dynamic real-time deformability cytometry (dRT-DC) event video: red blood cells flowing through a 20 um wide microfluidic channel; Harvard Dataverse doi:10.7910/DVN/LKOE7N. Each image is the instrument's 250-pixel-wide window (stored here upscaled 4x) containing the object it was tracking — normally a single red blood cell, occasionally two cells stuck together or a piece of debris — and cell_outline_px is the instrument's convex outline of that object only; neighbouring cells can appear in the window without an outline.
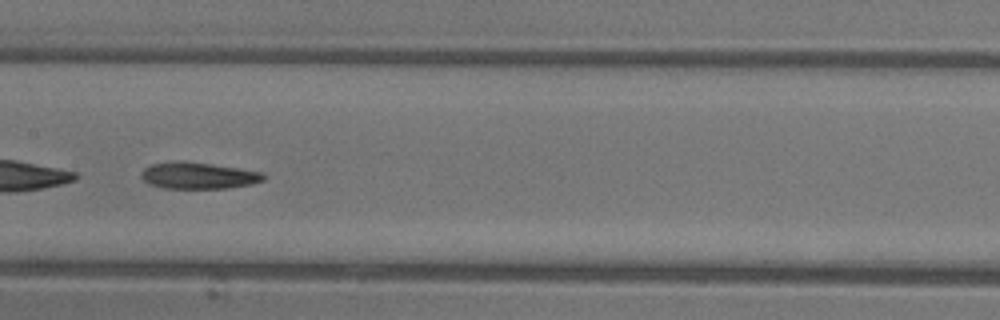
{"species": "common noctule bat (a hibernating species)", "species_latin": "Nyctalus noctula", "temperature_condition": "warm", "stored_images_in_passage": 47, "segment_of_instrument_passage": [2, 2], "camera_frame_rate_fps": 3000, "um_per_image_px": 0.085, "animal": {"sex": "female"}, "frame": {"image": 1, "passage_image": 25, "time_ms": 8.0, "image_size_px": [1000, 320], "cell_outline_px": [[268, 176], [264, 180], [252, 184], [228, 188], [164, 188], [148, 184], [140, 176], [140, 172], [144, 168], [152, 164], [176, 160], [184, 160], [240, 168], [264, 172]], "centroid_in_image_um": [16.88, 14.91], "position_along_channel_um": 190.5, "area_um2": 19.31}}
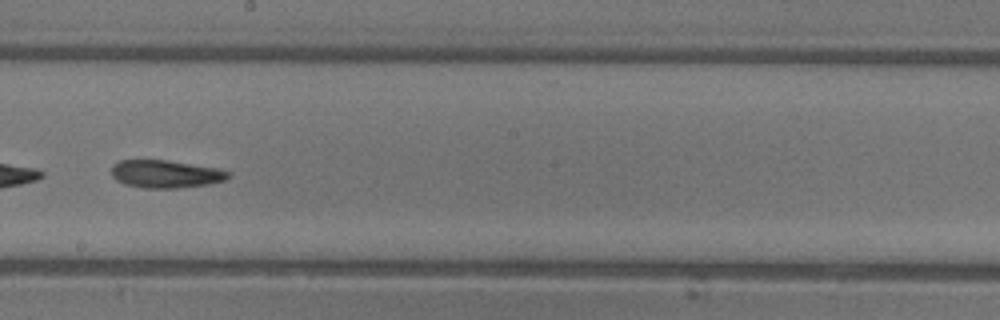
{"frame": {"image": 2, "passage_image": 28, "time_ms": 9.0, "image_size_px": [1000, 320], "cell_outline_px": [[232, 176], [224, 180], [208, 184], [176, 188], [144, 188], [124, 184], [116, 180], [112, 176], [112, 164], [120, 160], [168, 160], [216, 168], [232, 172]], "centroid_in_image_um": [14.08, 14.79], "position_along_channel_um": 234.1, "area_um2": 18.96}}
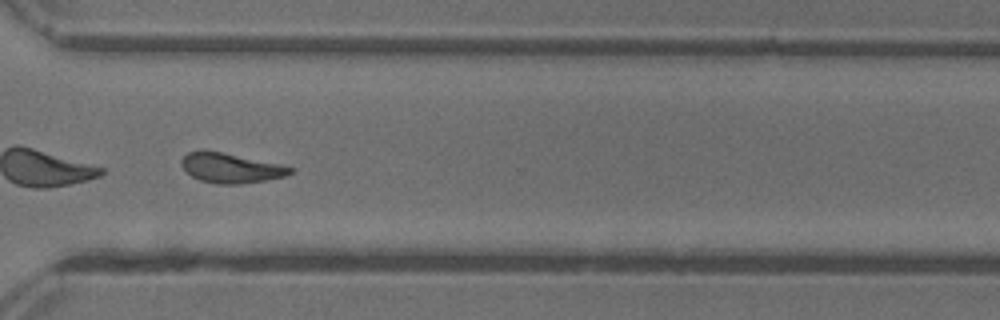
{"frame": {"image": 3, "passage_image": 36, "time_ms": 11.667, "image_size_px": [1000, 320], "cell_outline_px": [[296, 168], [292, 172], [284, 176], [264, 180], [240, 184], [216, 184], [200, 180], [192, 176], [180, 164], [180, 160], [188, 152], [220, 152]], "centroid_in_image_um": [19.6, 14.31], "position_along_channel_um": 351.0, "area_um2": 18.21}}